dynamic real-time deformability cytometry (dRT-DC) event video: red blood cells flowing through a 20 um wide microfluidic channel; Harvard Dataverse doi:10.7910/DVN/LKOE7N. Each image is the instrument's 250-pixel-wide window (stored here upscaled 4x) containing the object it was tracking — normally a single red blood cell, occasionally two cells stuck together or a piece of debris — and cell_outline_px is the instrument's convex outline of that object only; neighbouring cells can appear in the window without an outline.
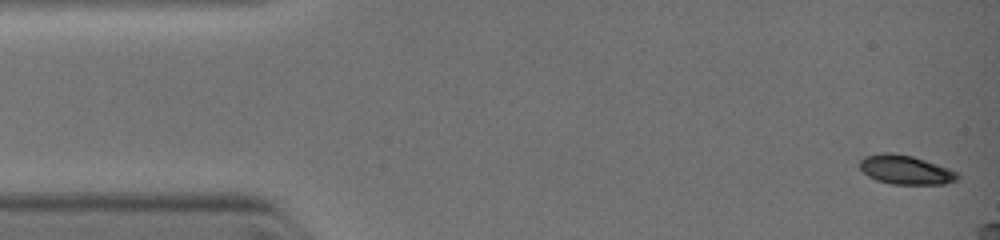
{"species": "common noctule bat (a hibernating species)", "species_latin": "Nyctalus noctula", "temperature_condition": "warm", "stored_images_in_passage": 18, "camera_frame_rate_fps": 3000, "um_per_image_px": 0.085, "animal": {"sex": "female", "body_mass_g": 19.0, "forearm_length_mm": 51.5}, "frame": {"image": 1, "passage_image": 1, "time_ms": 0.0, "image_size_px": [1000, 240], "cell_outline_px": [[960, 176], [956, 180], [944, 184], [892, 184], [876, 180], [868, 176], [860, 168], [860, 160], [864, 156], [880, 152], [892, 152], [912, 156], [948, 168], [956, 172]], "centroid_in_image_um": [76.94, 14.42], "position_along_channel_um": 8.1, "area_um2": 16.53}}
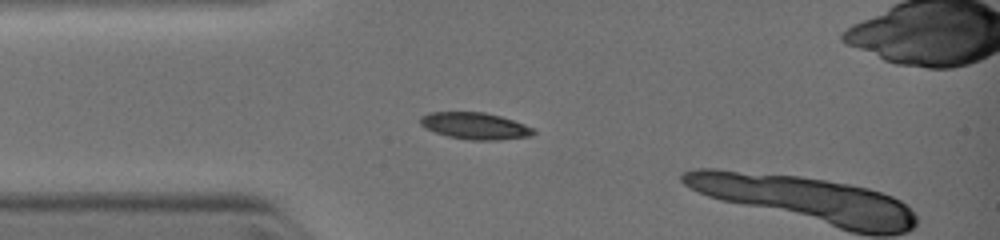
{"frame": {"image": 2, "passage_image": 15, "time_ms": 2.667, "image_size_px": [1000, 240], "cell_outline_px": [[536, 132], [532, 136], [500, 140], [468, 140], [448, 136], [424, 128], [420, 124], [420, 116], [432, 112], [484, 112], [500, 116], [524, 124], [532, 128]], "centroid_in_image_um": [40.37, 10.71], "position_along_channel_um": 44.6, "area_um2": 17.63}}